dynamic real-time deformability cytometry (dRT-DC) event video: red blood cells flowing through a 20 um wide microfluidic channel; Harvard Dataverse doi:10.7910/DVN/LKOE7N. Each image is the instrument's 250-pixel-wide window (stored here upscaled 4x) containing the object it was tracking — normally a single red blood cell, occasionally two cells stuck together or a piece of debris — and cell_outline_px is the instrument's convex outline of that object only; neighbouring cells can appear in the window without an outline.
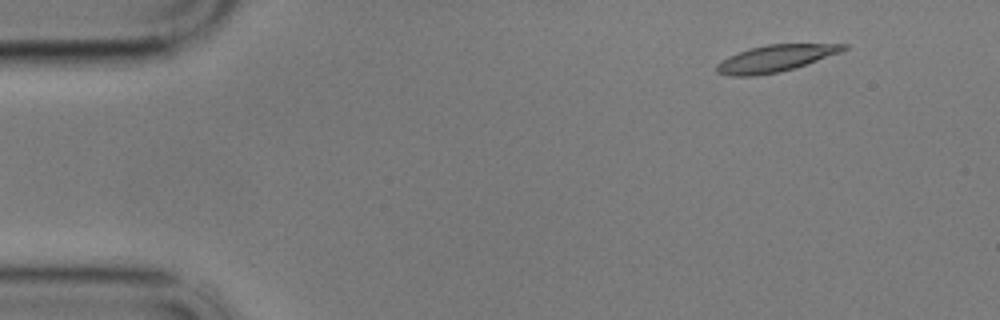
{"species": "common noctule bat (a hibernating species)", "species_latin": "Nyctalus noctula", "temperature_condition": "cold", "stored_images_in_passage": 18, "camera_frame_rate_fps": 3000, "um_per_image_px": 0.085, "animal": {"sex": "male", "body_mass_g": 17.9}, "frame": {"image": 1, "passage_image": 1, "time_ms": 0.0, "image_size_px": [1000, 320], "cell_outline_px": [[848, 48], [840, 52], [780, 72], [752, 76], [728, 76], [716, 72], [716, 64], [728, 56], [748, 48], [768, 44], [848, 44]], "centroid_in_image_um": [65.83, 4.96], "position_along_channel_um": 19.2, "area_um2": 19.54}}
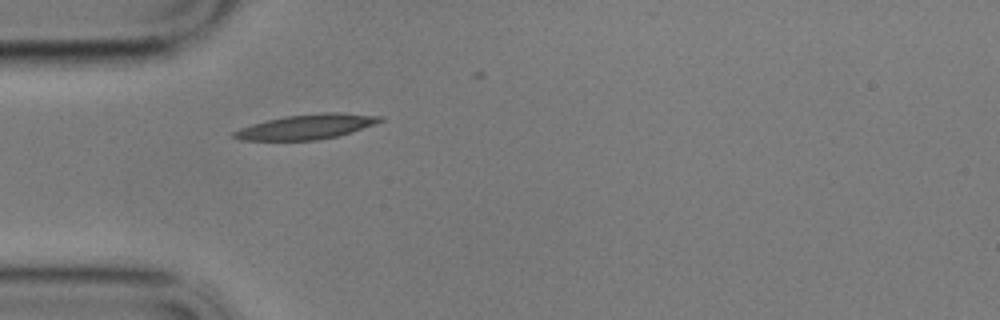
{"frame": {"image": 2, "passage_image": 12, "time_ms": 3.667, "image_size_px": [1000, 320], "cell_outline_px": [[384, 120], [352, 132], [336, 136], [316, 140], [240, 140], [232, 136], [232, 132], [240, 128], [252, 124], [284, 116], [324, 112], [340, 112], [384, 116]], "centroid_in_image_um": [26.07, 10.76], "position_along_channel_um": 58.9, "area_um2": 21.1}}
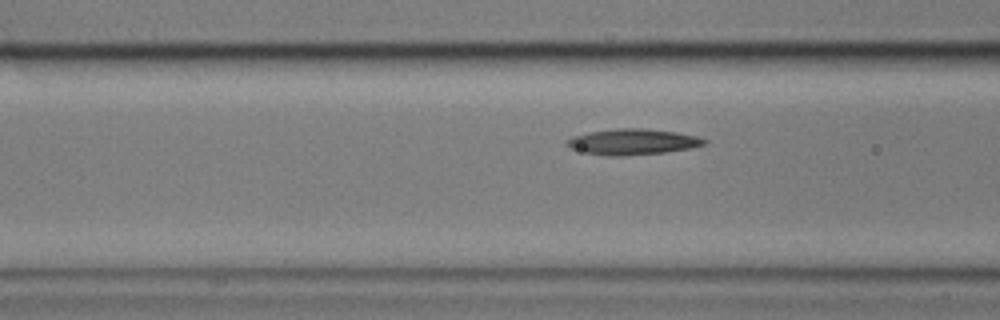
{"frame": {"image": 3, "passage_image": 17, "time_ms": 5.333, "image_size_px": [1000, 320], "cell_outline_px": [[708, 144], [692, 148], [664, 152], [624, 156], [604, 156], [584, 152], [572, 148], [564, 144], [564, 140], [572, 136], [588, 132], [616, 128], [640, 128], [676, 132], [696, 136], [708, 140]], "centroid_in_image_um": [53.76, 12.05], "position_along_channel_um": 112.8, "area_um2": 20.87}}